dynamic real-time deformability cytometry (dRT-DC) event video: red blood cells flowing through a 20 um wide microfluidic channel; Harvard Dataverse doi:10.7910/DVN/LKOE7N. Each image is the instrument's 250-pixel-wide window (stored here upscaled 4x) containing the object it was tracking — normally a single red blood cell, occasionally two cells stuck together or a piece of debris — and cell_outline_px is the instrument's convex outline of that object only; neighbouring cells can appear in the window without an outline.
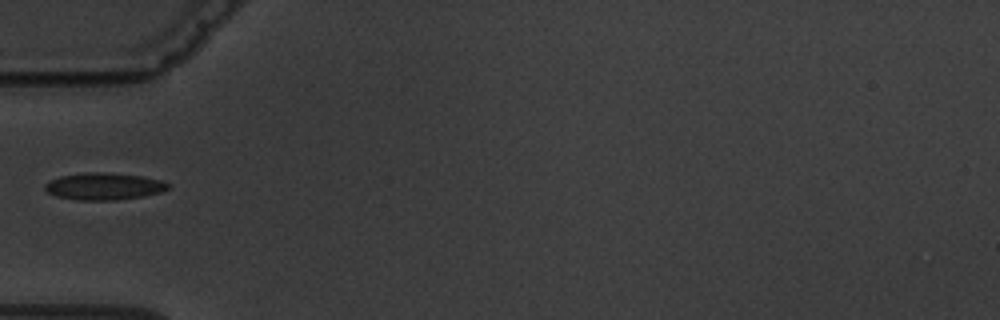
{"species": "common noctule bat (a hibernating species)", "species_latin": "Nyctalus noctula", "temperature_condition": "warm", "stored_images_in_passage": 1, "camera_frame_rate_fps": 3000, "um_per_image_px": 0.085, "animal": {"sex": "male", "body_mass_g": 19.5, "forearm_length_mm": 54.6}, "frame": {"image": 1, "passage_image": 1, "time_ms": 0.0, "image_size_px": [1000, 320], "cell_outline_px": [[172, 184], [168, 188], [160, 192], [140, 196], [116, 200], [76, 200], [56, 196], [48, 192], [44, 188], [44, 184], [48, 180], [60, 176], [84, 172], [108, 172], [140, 176], [160, 180]], "centroid_in_image_um": [8.78, 15.83], "position_along_channel_um": 76.2, "area_um2": 19.42}}